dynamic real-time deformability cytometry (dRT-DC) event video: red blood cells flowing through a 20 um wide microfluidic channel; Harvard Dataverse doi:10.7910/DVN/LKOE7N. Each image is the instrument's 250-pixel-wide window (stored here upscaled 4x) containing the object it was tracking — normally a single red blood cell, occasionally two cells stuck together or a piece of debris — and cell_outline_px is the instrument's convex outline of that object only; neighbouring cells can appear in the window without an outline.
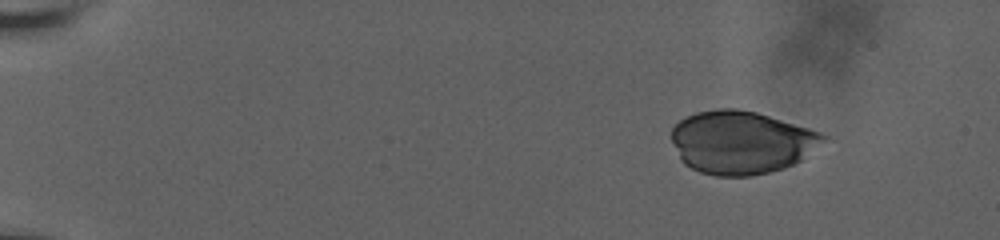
{"species": "human", "species_latin": "Homo sapiens", "temperature_condition": "room temperature", "stored_images_in_passage": 6, "camera_frame_rate_fps": 3000, "um_per_image_px": 0.085, "donor": {"sex": "male"}, "frame": {"image": 1, "passage_image": 1, "time_ms": 0.0, "image_size_px": [1000, 240], "cell_outline_px": [[828, 136], [824, 140], [800, 160], [784, 168], [752, 176], [716, 176], [700, 172], [684, 164], [680, 160], [672, 140], [672, 128], [680, 120], [696, 112], [716, 108], [736, 108], [756, 112], [808, 128], [820, 132]], "centroid_in_image_um": [62.97, 12.09], "position_along_channel_um": 22.0, "area_um2": 55.31}}
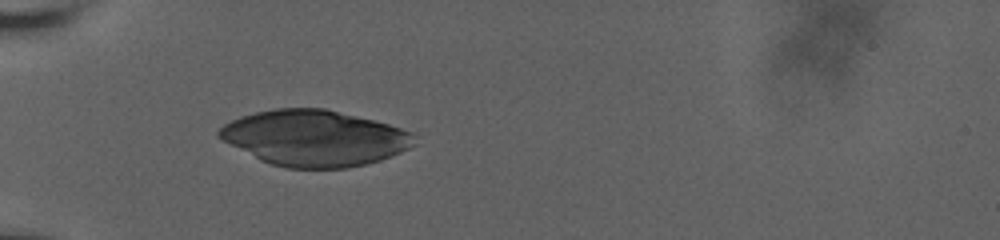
{"frame": {"image": 2, "passage_image": 5, "time_ms": 4.333, "image_size_px": [1000, 240], "cell_outline_px": [[416, 144], [400, 152], [380, 160], [368, 164], [348, 168], [288, 168], [272, 164], [260, 160], [216, 136], [216, 132], [224, 124], [240, 116], [256, 112], [276, 108], [324, 108], [388, 124], [412, 132], [416, 136]], "centroid_in_image_um": [26.74, 11.74], "position_along_channel_um": 58.3, "area_um2": 63.29}}